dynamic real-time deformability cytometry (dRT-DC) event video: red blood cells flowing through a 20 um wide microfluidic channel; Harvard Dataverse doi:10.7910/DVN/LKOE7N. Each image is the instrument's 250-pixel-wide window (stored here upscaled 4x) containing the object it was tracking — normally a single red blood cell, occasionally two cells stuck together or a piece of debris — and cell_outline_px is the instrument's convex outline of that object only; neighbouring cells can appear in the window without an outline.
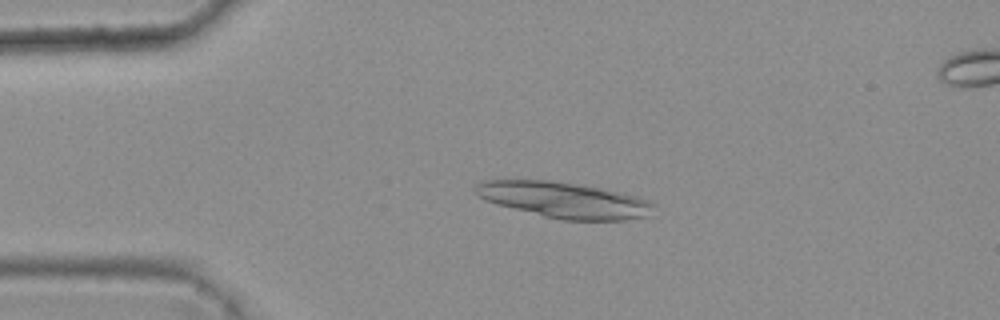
{"species": "common noctule bat (a hibernating species)", "species_latin": "Nyctalus noctula", "temperature_condition": "warm", "stored_images_in_passage": 44, "camera_frame_rate_fps": 3000, "um_per_image_px": 0.085, "animal": {"sex": "female", "body_mass_g": 25.1}, "frame": {"image": 1, "passage_image": 11, "time_ms": 3.333, "image_size_px": [1000, 320], "cell_outline_px": [[656, 204], [648, 216], [624, 220], [560, 220], [496, 204], [484, 200], [476, 192], [476, 184], [484, 180], [548, 180], [584, 184], [636, 196], [648, 200]], "centroid_in_image_um": [47.96, 16.99], "position_along_channel_um": 37.0, "area_um2": 37.22}}